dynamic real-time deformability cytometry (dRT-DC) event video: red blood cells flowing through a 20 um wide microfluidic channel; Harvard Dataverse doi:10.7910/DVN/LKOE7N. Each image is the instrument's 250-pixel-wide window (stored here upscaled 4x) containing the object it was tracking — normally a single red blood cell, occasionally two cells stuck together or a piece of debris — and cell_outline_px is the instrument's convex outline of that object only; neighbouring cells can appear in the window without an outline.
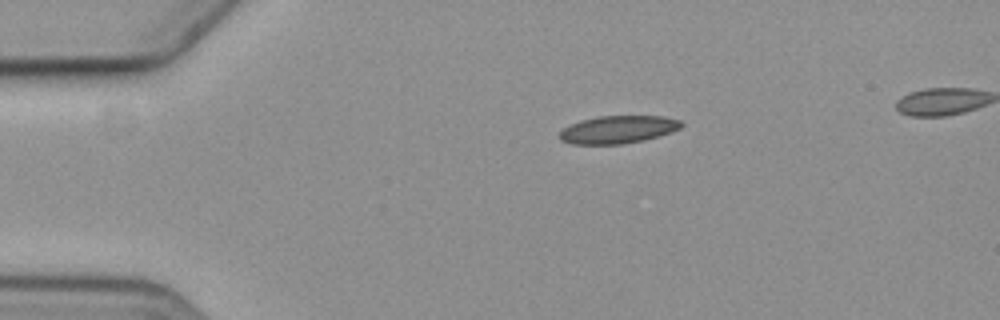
{"species": "common noctule bat (a hibernating species)", "species_latin": "Nyctalus noctula", "temperature_condition": "cold", "stored_images_in_passage": 43, "camera_frame_rate_fps": 3000, "um_per_image_px": 0.085, "animal": {"sex": "female", "body_mass_g": 19.3, "forearm_length_mm": 54.1}, "frame": {"image": 1, "passage_image": 1, "time_ms": 0.0, "image_size_px": [1000, 320], "cell_outline_px": [[684, 124], [680, 128], [672, 132], [660, 136], [644, 140], [624, 144], [572, 144], [560, 140], [556, 136], [564, 128], [580, 120], [596, 116], [664, 116], [680, 120]], "centroid_in_image_um": [52.53, 11.01], "position_along_channel_um": 32.5, "area_um2": 19.88}}
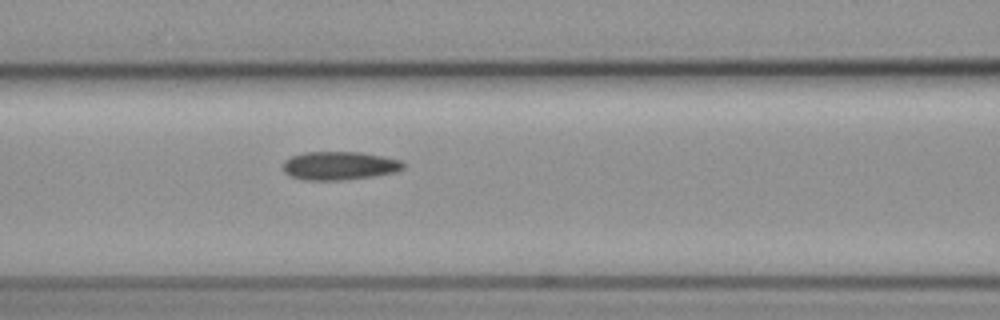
{"frame": {"image": 2, "passage_image": 14, "time_ms": 4.333, "image_size_px": [1000, 320], "cell_outline_px": [[404, 168], [396, 172], [372, 176], [344, 180], [304, 180], [292, 176], [284, 172], [284, 160], [292, 156], [304, 152], [360, 152], [384, 156], [404, 160]], "centroid_in_image_um": [28.89, 14.08], "position_along_channel_um": 137.7, "area_um2": 20.0}}
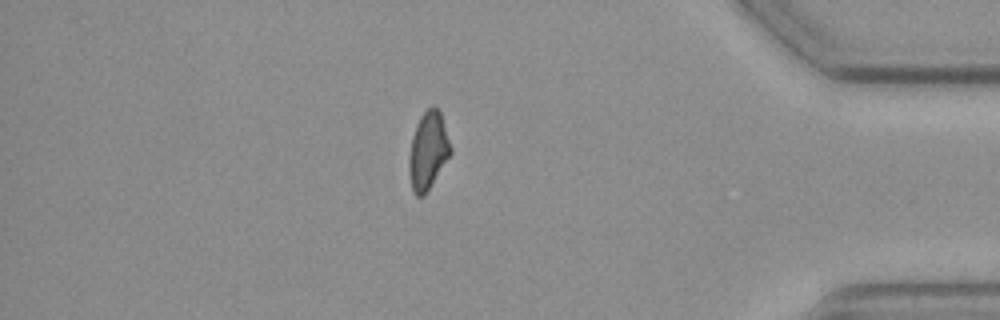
{"frame": {"image": 3, "passage_image": 39, "time_ms": 12.667, "image_size_px": [1000, 320], "cell_outline_px": [[452, 152], [424, 196], [416, 196], [412, 192], [408, 168], [408, 164], [412, 136], [416, 124], [420, 116], [428, 108], [436, 108], [440, 112], [452, 148]], "centroid_in_image_um": [36.37, 12.84], "position_along_channel_um": 398.8, "area_um2": 18.61}, "authors_computed_cell_mechanics": {"area_um2": 19.7676, "velocity_mm_per_s": 3.5802, "shape_relaxation_time_tau1_ms": 7.9111, "shape_relaxation_time_tau2_ms": 5.6706, "deformation_change_tau1": 0.1494, "deformation_change_tau2": 0.1277}}